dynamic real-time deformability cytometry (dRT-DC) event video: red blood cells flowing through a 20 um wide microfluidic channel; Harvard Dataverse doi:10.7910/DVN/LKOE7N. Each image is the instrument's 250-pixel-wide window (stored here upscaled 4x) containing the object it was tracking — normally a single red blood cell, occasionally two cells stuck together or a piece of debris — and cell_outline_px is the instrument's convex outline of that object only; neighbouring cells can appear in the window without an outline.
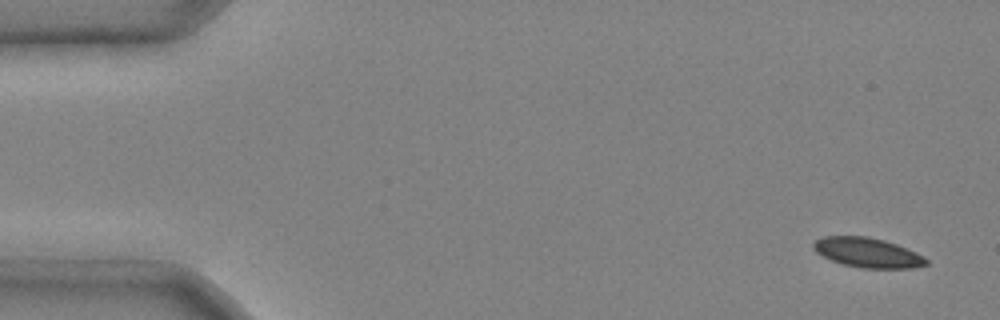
{"species": "common noctule bat (a hibernating species)", "species_latin": "Nyctalus noctula", "temperature_condition": "cold", "stored_images_in_passage": 5, "camera_frame_rate_fps": 3000, "um_per_image_px": 0.085, "animal": {"sex": "male", "body_mass_g": 20.4}, "frame": {"image": 1, "passage_image": 1, "time_ms": 0.0, "image_size_px": [1000, 320], "cell_outline_px": [[928, 264], [912, 268], [860, 268], [844, 264], [832, 260], [816, 252], [812, 248], [812, 244], [816, 240], [824, 236], [868, 236], [884, 240], [896, 244], [916, 252], [924, 256], [928, 260]], "centroid_in_image_um": [73.75, 21.47], "position_along_channel_um": 11.2, "area_um2": 19.48}}
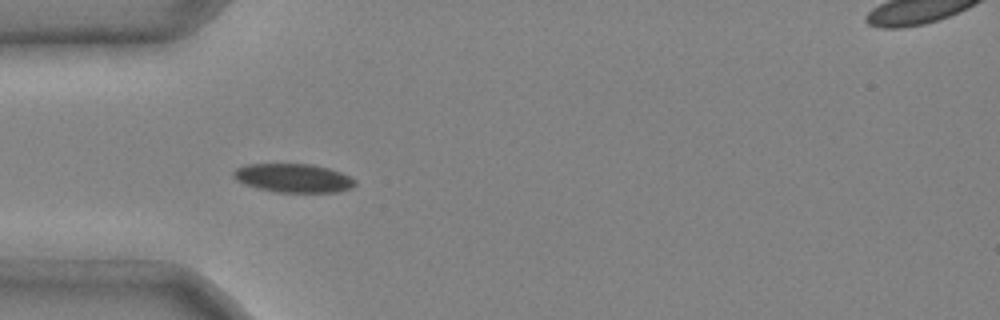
{"frame": {"image": 2, "passage_image": 4, "time_ms": 1.0, "image_size_px": [1000, 320], "cell_outline_px": [[356, 184], [352, 188], [336, 192], [276, 192], [244, 184], [236, 180], [232, 176], [232, 172], [236, 168], [248, 164], [312, 164], [328, 168], [340, 172], [356, 180]], "centroid_in_image_um": [24.93, 15.13], "position_along_channel_um": 60.1, "area_um2": 20.29}}
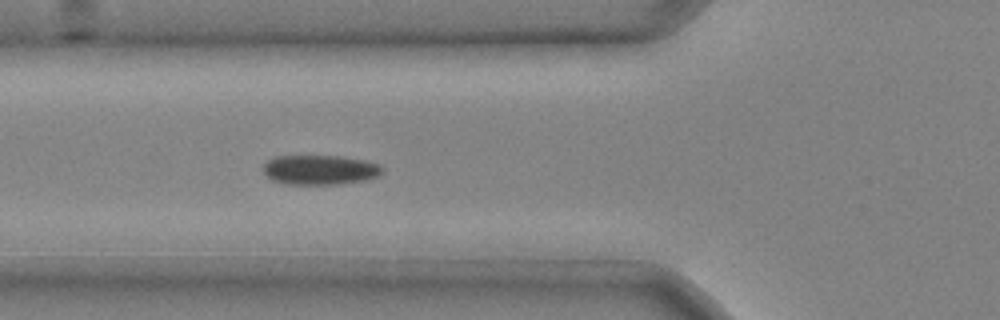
{"frame": {"image": 3, "passage_image": 5, "time_ms": 1.333, "image_size_px": [1000, 320], "cell_outline_px": [[384, 168], [376, 176], [364, 180], [336, 184], [284, 184], [272, 180], [264, 172], [264, 164], [272, 156], [340, 156], [364, 160], [380, 164]], "centroid_in_image_um": [27.17, 14.43], "position_along_channel_um": 98.6, "area_um2": 20.46}}